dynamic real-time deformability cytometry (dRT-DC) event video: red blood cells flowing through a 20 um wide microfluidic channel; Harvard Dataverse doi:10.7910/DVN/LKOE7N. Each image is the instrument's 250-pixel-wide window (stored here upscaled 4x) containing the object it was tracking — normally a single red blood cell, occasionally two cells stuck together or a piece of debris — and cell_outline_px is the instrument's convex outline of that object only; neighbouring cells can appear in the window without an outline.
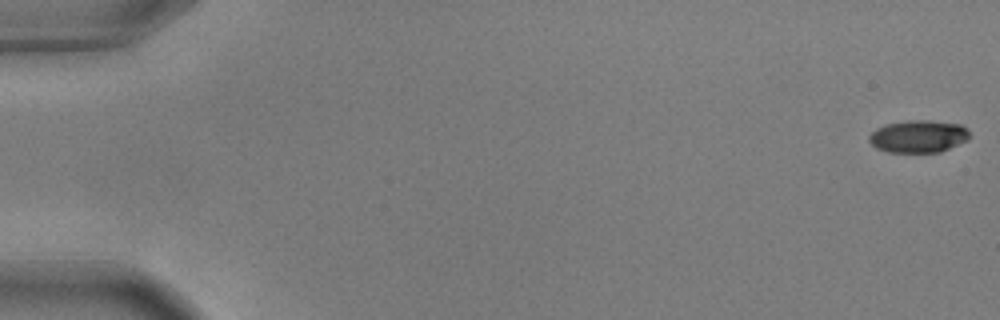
{"species": "common noctule bat (a hibernating species)", "species_latin": "Nyctalus noctula", "temperature_condition": "warm", "stored_images_in_passage": 15, "camera_frame_rate_fps": 3000, "um_per_image_px": 0.085, "animal": {"sex": "male", "body_mass_g": 17.9, "forearm_length_mm": 54.2}, "frame": {"image": 1, "passage_image": 1, "time_ms": 0.0, "image_size_px": [1000, 320], "cell_outline_px": [[968, 140], [940, 152], [888, 152], [876, 148], [868, 140], [868, 136], [876, 128], [884, 124], [908, 120], [928, 120], [960, 124], [968, 128]], "centroid_in_image_um": [78.04, 11.58], "position_along_channel_um": 7.0, "area_um2": 19.07}}
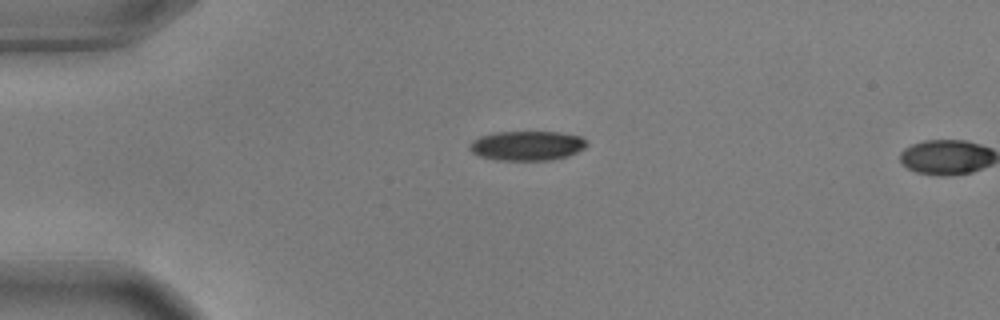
{"frame": {"image": 2, "passage_image": 14, "time_ms": 4.333, "image_size_px": [1000, 320], "cell_outline_px": [[588, 144], [584, 148], [568, 156], [552, 160], [500, 160], [480, 156], [472, 152], [468, 148], [472, 140], [480, 136], [492, 132], [560, 132], [580, 136]], "centroid_in_image_um": [44.78, 12.38], "position_along_channel_um": 40.2, "area_um2": 20.17}}